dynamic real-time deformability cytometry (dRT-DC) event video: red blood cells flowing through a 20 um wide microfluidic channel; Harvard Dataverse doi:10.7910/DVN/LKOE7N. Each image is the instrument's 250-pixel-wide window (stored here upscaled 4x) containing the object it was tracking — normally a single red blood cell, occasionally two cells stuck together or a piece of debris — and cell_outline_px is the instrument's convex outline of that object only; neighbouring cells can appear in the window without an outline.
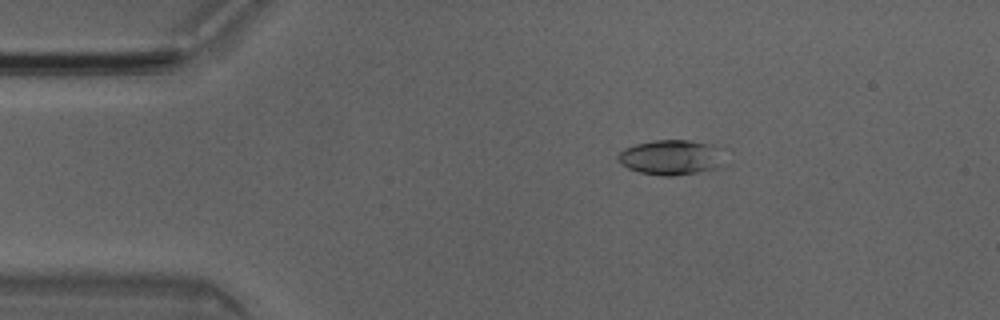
{"species": "Egyptian fruit bat (a non-hibernating species)", "species_latin": "Rousettus aegyptiacus", "temperature_condition": "room temperature", "stored_images_in_passage": 51, "camera_frame_rate_fps": 3000, "um_per_image_px": 0.085, "animal": {"sex": "male"}, "frame": {"image": 1, "passage_image": 9, "time_ms": 2.667, "image_size_px": [1000, 320], "cell_outline_px": [[728, 164], [716, 168], [696, 172], [672, 176], [664, 176], [640, 172], [628, 168], [616, 156], [624, 148], [636, 144], [652, 140], [688, 140], [712, 144], [724, 148]], "centroid_in_image_um": [57.18, 13.36], "position_along_channel_um": 27.8, "area_um2": 22.2}}
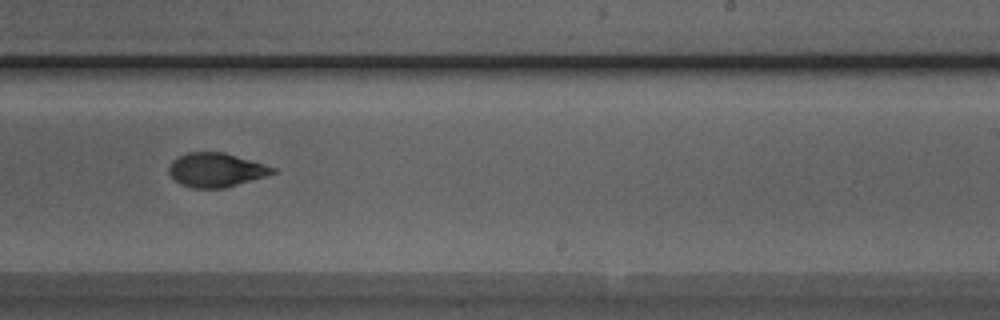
{"frame": {"image": 2, "passage_image": 31, "time_ms": 10.0, "image_size_px": [1000, 320], "cell_outline_px": [[280, 172], [224, 188], [192, 188], [180, 184], [168, 172], [168, 168], [172, 160], [176, 156], [188, 152], [224, 152], [264, 164], [276, 168]], "centroid_in_image_um": [18.36, 14.44], "position_along_channel_um": 270.6, "area_um2": 20.69}}
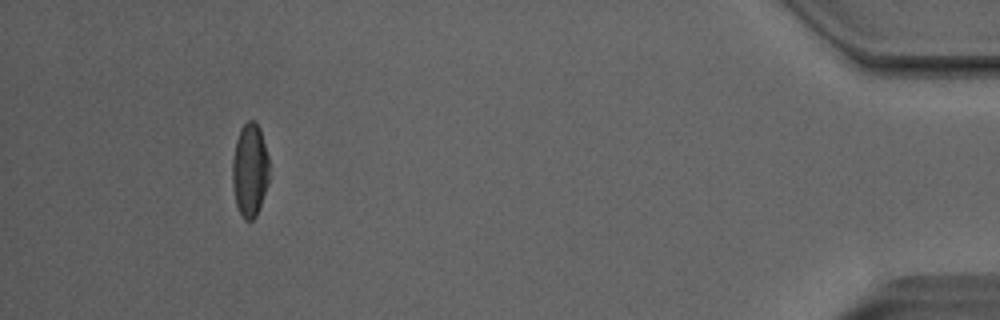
{"frame": {"image": 3, "passage_image": 47, "time_ms": 15.333, "image_size_px": [1000, 320], "cell_outline_px": [[268, 184], [256, 216], [252, 220], [244, 220], [236, 204], [232, 184], [232, 160], [236, 140], [240, 128], [248, 120], [256, 120], [260, 128], [268, 156]], "centroid_in_image_um": [21.23, 14.43], "position_along_channel_um": 414.0, "area_um2": 20.11}, "authors_computed_cell_mechanics": {"area_um2": 21.2126, "velocity_mm_per_s": 4.0327, "shape_relaxation_time_tau1_ms": 5.4941, "shape_relaxation_time_tau2_ms": 2.1728, "deformation_change_tau1": 0.1623, "deformation_change_tau2": 0.0714}}